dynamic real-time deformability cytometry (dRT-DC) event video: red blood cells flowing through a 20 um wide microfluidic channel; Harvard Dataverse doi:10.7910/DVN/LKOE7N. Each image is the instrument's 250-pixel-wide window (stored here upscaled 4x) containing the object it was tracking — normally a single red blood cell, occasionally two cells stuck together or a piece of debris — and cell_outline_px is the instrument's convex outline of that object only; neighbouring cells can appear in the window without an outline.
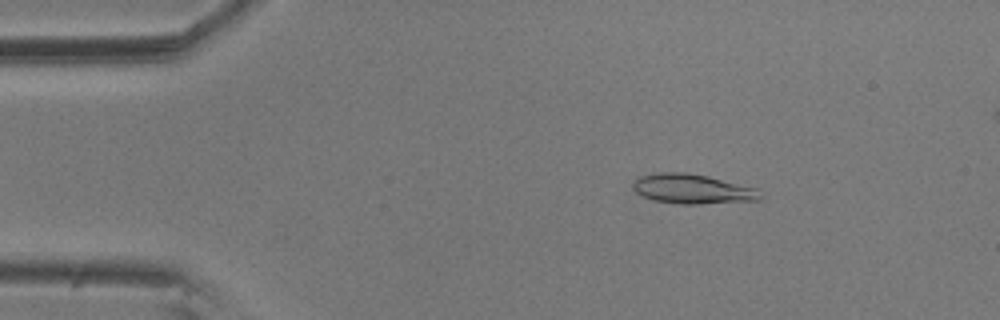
{"species": "common noctule bat (a hibernating species)", "species_latin": "Nyctalus noctula", "temperature_condition": "room temperature", "stored_images_in_passage": 5, "camera_frame_rate_fps": 3000, "um_per_image_px": 0.085, "animal": {"sex": "male", "body_mass_g": 20.5, "forearm_length_mm": 52.5}, "frame": {"image": 1, "passage_image": 2, "time_ms": 0.333, "image_size_px": [1000, 320], "cell_outline_px": [[764, 196], [760, 200], [696, 204], [680, 204], [652, 200], [636, 192], [632, 188], [632, 184], [640, 176], [660, 172], [688, 172], [708, 176], [756, 188]], "centroid_in_image_um": [58.86, 16.06], "position_along_channel_um": 26.1, "area_um2": 22.02}}